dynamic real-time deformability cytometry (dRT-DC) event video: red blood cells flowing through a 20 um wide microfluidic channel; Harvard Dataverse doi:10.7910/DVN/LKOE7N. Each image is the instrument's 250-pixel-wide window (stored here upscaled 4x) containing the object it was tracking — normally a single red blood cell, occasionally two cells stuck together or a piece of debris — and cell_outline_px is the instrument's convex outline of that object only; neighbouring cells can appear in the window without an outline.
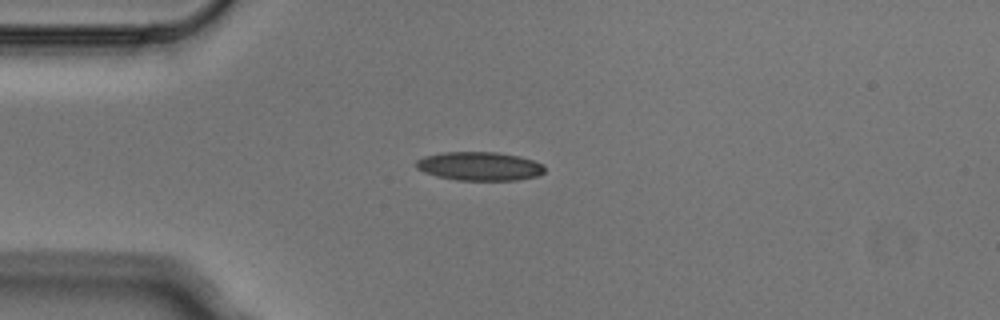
{"species": "Egyptian fruit bat (a non-hibernating species)", "species_latin": "Rousettus aegyptiacus", "temperature_condition": "cold", "stored_images_in_passage": 4, "camera_frame_rate_fps": 3000, "um_per_image_px": 0.085, "animal": {"sex": "male"}, "frame": {"image": 1, "passage_image": 2, "time_ms": 0.333, "image_size_px": [1000, 320], "cell_outline_px": [[544, 172], [540, 176], [516, 180], [456, 180], [436, 176], [424, 172], [416, 168], [416, 160], [424, 156], [444, 152], [496, 152], [520, 156], [544, 164]], "centroid_in_image_um": [40.77, 14.13], "position_along_channel_um": 44.2, "area_um2": 21.62}}
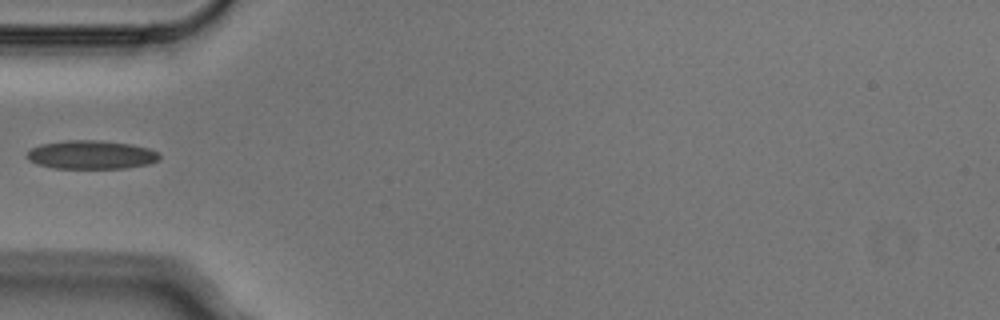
{"frame": {"image": 2, "passage_image": 3, "time_ms": 0.667, "image_size_px": [1000, 320], "cell_outline_px": [[160, 160], [148, 164], [124, 168], [56, 168], [36, 164], [28, 160], [24, 156], [32, 148], [40, 144], [64, 140], [100, 140], [132, 144], [148, 148], [160, 152]], "centroid_in_image_um": [7.76, 13.15], "position_along_channel_um": 77.2, "area_um2": 22.31}}
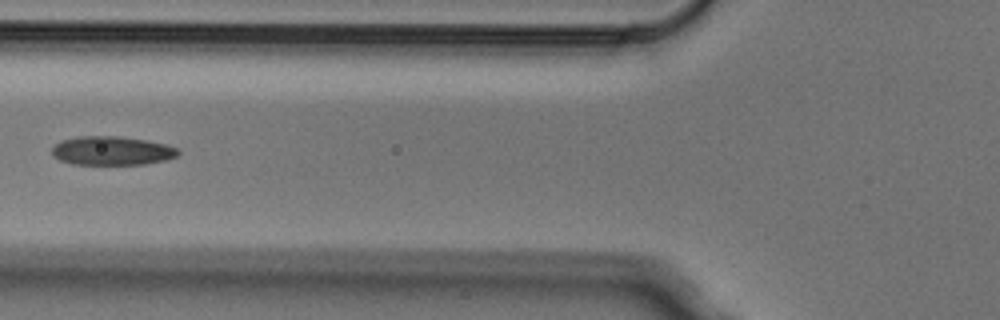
{"frame": {"image": 3, "passage_image": 4, "time_ms": 1.0, "image_size_px": [1000, 320], "cell_outline_px": [[180, 152], [176, 156], [164, 160], [144, 164], [72, 164], [60, 160], [52, 156], [52, 148], [60, 140], [76, 136], [120, 136], [148, 140], [164, 144], [176, 148]], "centroid_in_image_um": [9.47, 12.8], "position_along_channel_um": 116.3, "area_um2": 21.21}}